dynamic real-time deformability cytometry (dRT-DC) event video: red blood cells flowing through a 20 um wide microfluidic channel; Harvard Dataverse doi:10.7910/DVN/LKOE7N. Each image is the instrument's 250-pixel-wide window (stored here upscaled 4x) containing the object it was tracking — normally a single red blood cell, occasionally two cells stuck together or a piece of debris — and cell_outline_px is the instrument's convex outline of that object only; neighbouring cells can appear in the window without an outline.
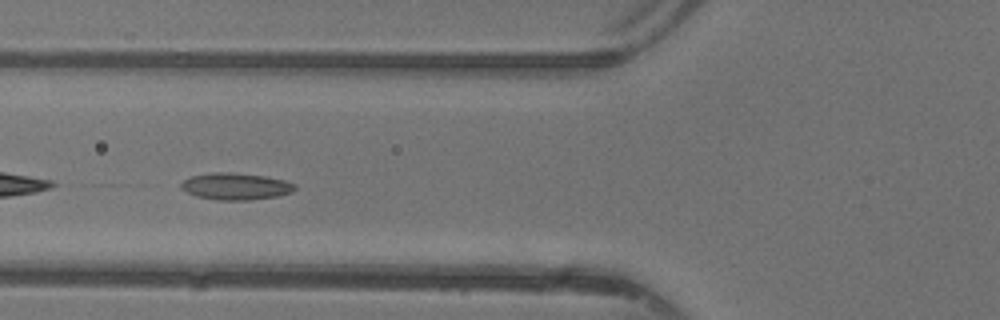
{"species": "common noctule bat (a hibernating species)", "species_latin": "Nyctalus noctula", "temperature_condition": "warm", "stored_images_in_passage": 29, "camera_frame_rate_fps": 3000, "um_per_image_px": 0.085, "animal": {"sex": "female"}, "frame": {"image": 1, "passage_image": 8, "time_ms": 2.333, "image_size_px": [1000, 320], "cell_outline_px": [[296, 188], [292, 192], [276, 196], [252, 200], [216, 200], [196, 196], [180, 188], [180, 184], [184, 180], [192, 176], [212, 172], [232, 172], [268, 176], [284, 180], [296, 184]], "centroid_in_image_um": [20.05, 15.83], "position_along_channel_um": 105.8, "area_um2": 17.92}}
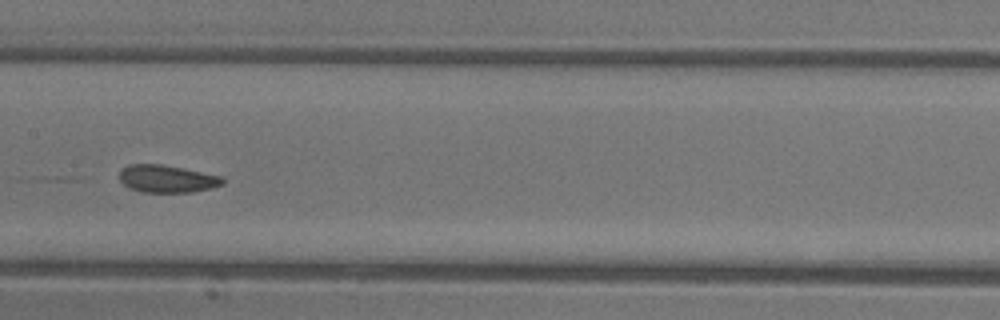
{"frame": {"image": 2, "passage_image": 14, "time_ms": 4.333, "image_size_px": [1000, 320], "cell_outline_px": [[224, 184], [212, 188], [192, 192], [144, 192], [128, 188], [120, 180], [120, 172], [128, 164], [160, 164], [184, 168], [220, 176], [224, 180]], "centroid_in_image_um": [14.2, 15.2], "position_along_channel_um": 193.2, "area_um2": 16.47}}
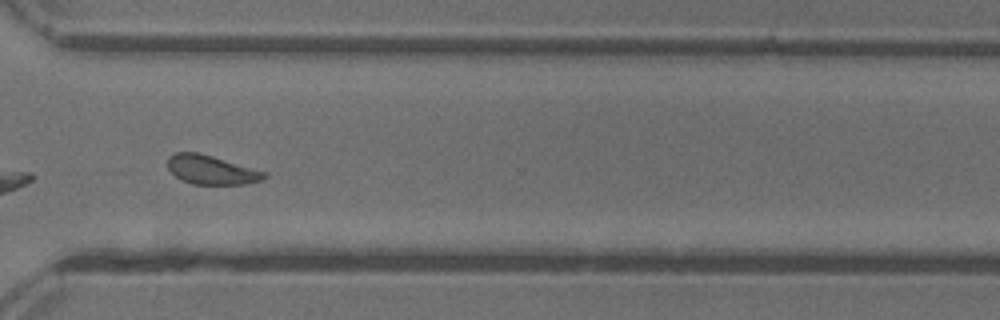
{"frame": {"image": 3, "passage_image": 25, "time_ms": 8.0, "image_size_px": [1000, 320], "cell_outline_px": [[268, 176], [264, 180], [244, 184], [192, 184], [176, 176], [168, 168], [168, 156], [176, 152], [196, 152], [212, 156], [268, 172]], "centroid_in_image_um": [18.01, 14.44], "position_along_channel_um": 352.6, "area_um2": 16.3}, "authors_computed_cell_mechanics": {"area_um2": 16.7042, "velocity_mm_per_s": 4.3641, "shape_relaxation_time_tau1_ms": 3.5228, "shape_relaxation_time_tau2_ms": 3.1814, "deformation_change_tau1": 0.096, "deformation_change_tau2": 0.0883}}